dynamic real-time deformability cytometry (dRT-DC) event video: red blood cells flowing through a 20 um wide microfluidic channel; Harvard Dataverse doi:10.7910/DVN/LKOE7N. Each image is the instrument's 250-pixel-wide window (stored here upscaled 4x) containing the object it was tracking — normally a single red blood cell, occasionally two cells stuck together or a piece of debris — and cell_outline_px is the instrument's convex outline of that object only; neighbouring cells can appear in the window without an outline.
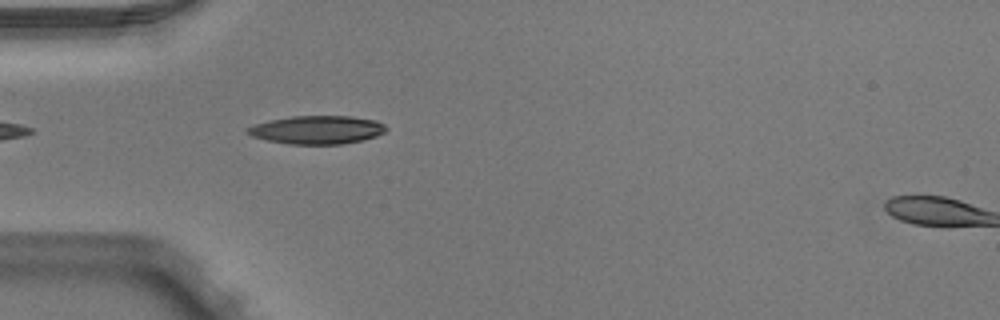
{"species": "Egyptian fruit bat (a non-hibernating species)", "species_latin": "Rousettus aegyptiacus", "temperature_condition": "warm", "stored_images_in_passage": 4, "camera_frame_rate_fps": 3000, "um_per_image_px": 0.085, "animal": {"sex": "male"}, "frame": {"image": 1, "passage_image": 3, "time_ms": 0.667, "image_size_px": [1000, 320], "cell_outline_px": [[388, 128], [384, 132], [376, 136], [360, 140], [340, 144], [288, 144], [268, 140], [252, 136], [244, 132], [244, 128], [256, 124], [272, 120], [292, 116], [352, 116], [376, 120], [384, 124]], "centroid_in_image_um": [26.94, 11.03], "position_along_channel_um": 58.1, "area_um2": 22.77}}